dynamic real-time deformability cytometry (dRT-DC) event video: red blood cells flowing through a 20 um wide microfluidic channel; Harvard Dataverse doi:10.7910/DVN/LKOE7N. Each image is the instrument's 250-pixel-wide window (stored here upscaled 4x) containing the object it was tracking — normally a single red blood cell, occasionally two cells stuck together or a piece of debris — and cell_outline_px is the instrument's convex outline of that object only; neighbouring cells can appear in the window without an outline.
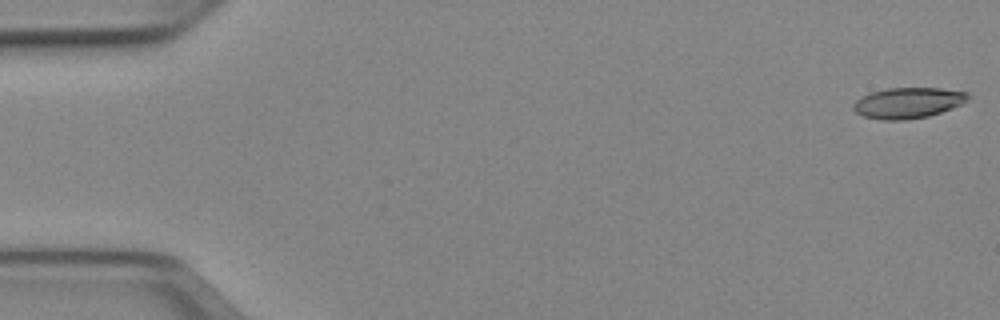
{"species": "Egyptian fruit bat (a non-hibernating species)", "species_latin": "Rousettus aegyptiacus", "temperature_condition": "cold", "stored_images_in_passage": 51, "camera_frame_rate_fps": 3000, "um_per_image_px": 0.085, "animal": {"sex": "female"}, "frame": {"image": 1, "passage_image": 1, "time_ms": 0.0, "image_size_px": [1000, 320], "cell_outline_px": [[968, 96], [964, 104], [928, 116], [904, 120], [880, 120], [864, 116], [856, 112], [852, 108], [852, 104], [856, 100], [872, 92], [888, 88], [940, 88], [968, 92]], "centroid_in_image_um": [77.18, 8.75], "position_along_channel_um": 7.8, "area_um2": 20.46}}
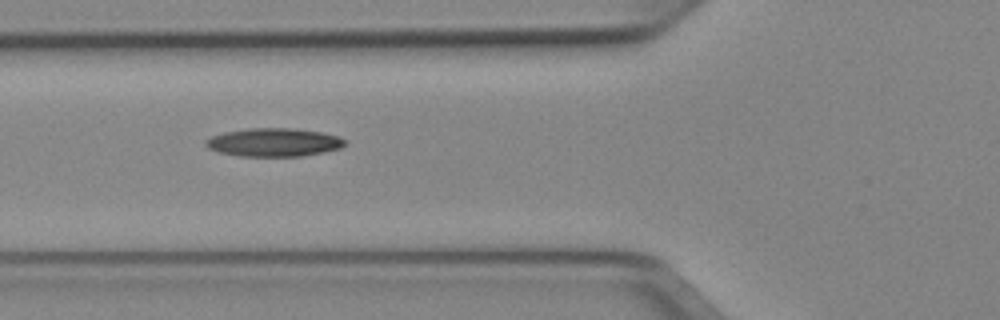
{"frame": {"image": 2, "passage_image": 19, "time_ms": 6.0, "image_size_px": [1000, 320], "cell_outline_px": [[348, 140], [340, 148], [324, 152], [300, 156], [240, 156], [220, 152], [208, 148], [204, 144], [204, 140], [212, 136], [224, 132], [248, 128], [296, 128], [320, 132], [340, 136]], "centroid_in_image_um": [23.28, 12.09], "position_along_channel_um": 102.5, "area_um2": 23.06}}
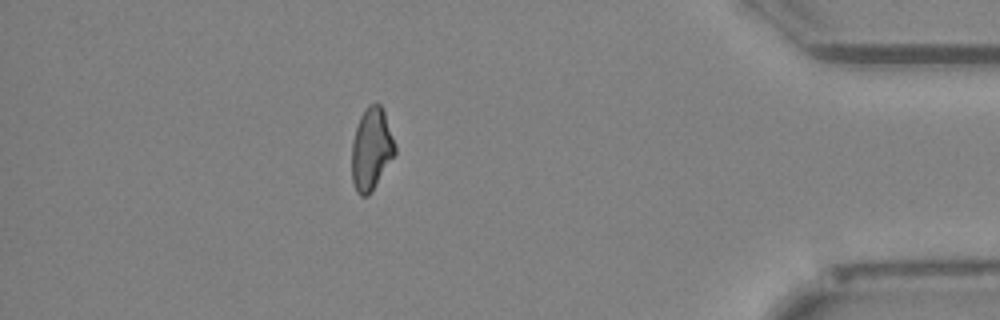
{"frame": {"image": 3, "passage_image": 45, "time_ms": 14.667, "image_size_px": [1000, 320], "cell_outline_px": [[396, 152], [368, 196], [360, 196], [356, 192], [352, 180], [352, 140], [360, 116], [368, 104], [380, 104], [384, 112], [396, 144]], "centroid_in_image_um": [31.55, 12.66], "position_along_channel_um": 403.6, "area_um2": 20.52}}